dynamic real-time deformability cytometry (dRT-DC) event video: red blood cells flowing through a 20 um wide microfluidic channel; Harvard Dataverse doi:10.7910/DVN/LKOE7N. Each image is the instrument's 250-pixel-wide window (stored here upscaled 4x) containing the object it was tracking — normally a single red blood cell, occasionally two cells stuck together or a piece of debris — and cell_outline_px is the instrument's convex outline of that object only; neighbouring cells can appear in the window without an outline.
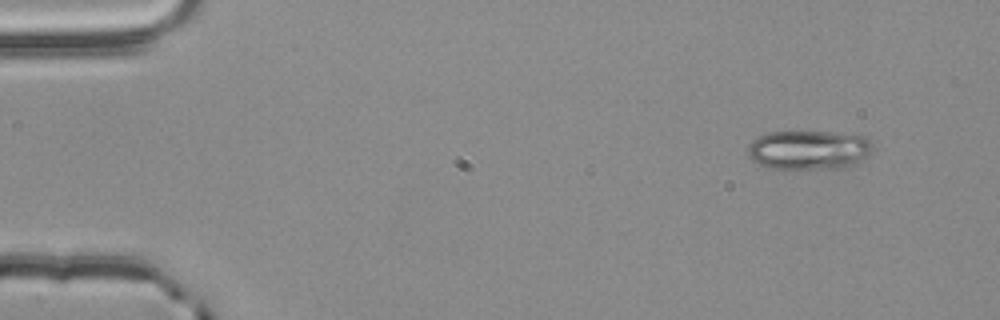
{"species": "common noctule bat (a hibernating species)", "species_latin": "Nyctalus noctula", "temperature_condition": "room temperature", "stored_images_in_passage": 3, "camera_frame_rate_fps": 3000, "um_per_image_px": 0.085, "animal": {"sex": "male", "body_mass_g": 20.4}, "frame": {"image": 1, "passage_image": 1, "time_ms": 0.0, "image_size_px": [1000, 320], "cell_outline_px": [[872, 152], [856, 164], [844, 168], [768, 168], [756, 164], [748, 156], [748, 144], [752, 140], [768, 132], [832, 132], [864, 136], [872, 140]], "centroid_in_image_um": [68.75, 12.74], "position_along_channel_um": 16.3, "area_um2": 28.73}}